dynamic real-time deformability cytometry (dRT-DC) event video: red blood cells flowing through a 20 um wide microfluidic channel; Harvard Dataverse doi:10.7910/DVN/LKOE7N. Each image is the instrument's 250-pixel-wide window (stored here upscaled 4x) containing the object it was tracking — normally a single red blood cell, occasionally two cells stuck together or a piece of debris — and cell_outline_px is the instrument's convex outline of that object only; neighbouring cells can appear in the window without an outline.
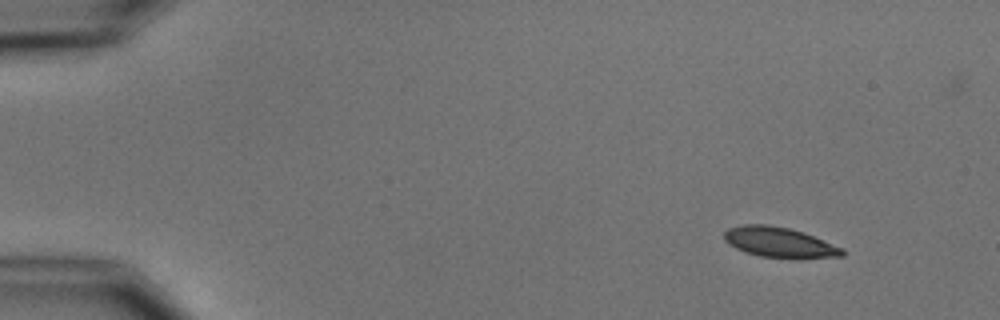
{"species": "common noctule bat (a hibernating species)", "species_latin": "Nyctalus noctula", "temperature_condition": "cold", "stored_images_in_passage": 4, "camera_frame_rate_fps": 3000, "um_per_image_px": 0.085, "animal": {"sex": "male", "body_mass_g": 15.6}, "frame": {"image": 1, "passage_image": 1, "time_ms": 0.0, "image_size_px": [1000, 320], "cell_outline_px": [[844, 256], [760, 256], [744, 252], [728, 244], [724, 240], [724, 232], [728, 228], [744, 224], [768, 224], [788, 228], [804, 232], [844, 248]], "centroid_in_image_um": [66.18, 20.55], "position_along_channel_um": 18.8, "area_um2": 20.17}}
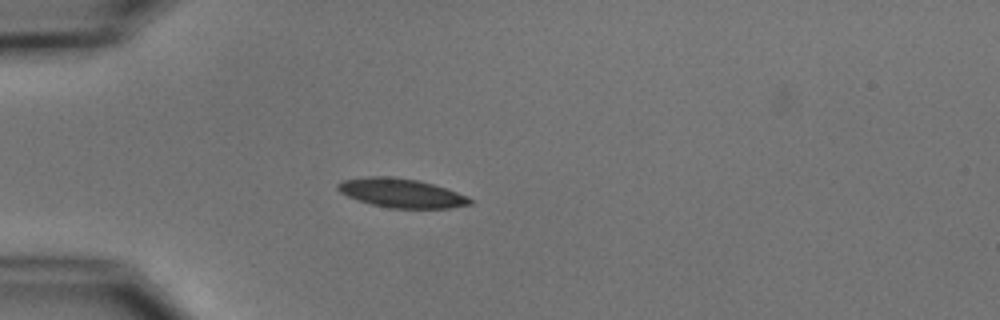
{"frame": {"image": 2, "passage_image": 4, "time_ms": 3.333, "image_size_px": [1000, 320], "cell_outline_px": [[472, 204], [452, 208], [388, 208], [372, 204], [348, 196], [340, 192], [336, 188], [336, 184], [344, 180], [368, 176], [388, 176], [416, 180], [432, 184], [468, 196], [472, 200]], "centroid_in_image_um": [34.11, 16.41], "position_along_channel_um": 50.9, "area_um2": 22.14}}